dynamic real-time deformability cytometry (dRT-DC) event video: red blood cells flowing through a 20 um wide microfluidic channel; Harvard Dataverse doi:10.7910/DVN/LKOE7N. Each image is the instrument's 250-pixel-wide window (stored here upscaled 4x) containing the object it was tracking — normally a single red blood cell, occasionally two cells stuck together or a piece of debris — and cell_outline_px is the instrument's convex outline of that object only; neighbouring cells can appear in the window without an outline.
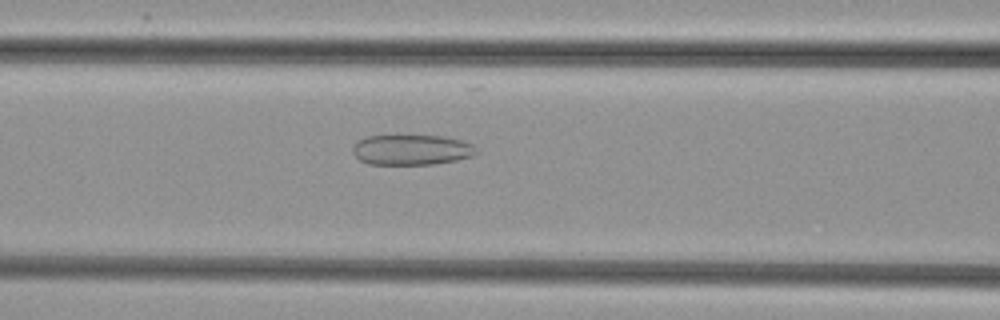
{"species": "common noctule bat (a hibernating species)", "species_latin": "Nyctalus noctula", "temperature_condition": "cold", "stored_images_in_passage": 43, "camera_frame_rate_fps": 3000, "um_per_image_px": 0.085, "animal": {"sex": "female", "body_mass_g": 29.2, "forearm_length_mm": 56.3}, "frame": {"image": 1, "passage_image": 13, "time_ms": 4.0, "image_size_px": [1000, 320], "cell_outline_px": [[476, 152], [472, 156], [456, 160], [436, 164], [368, 164], [360, 160], [352, 152], [352, 148], [360, 140], [368, 136], [444, 136], [460, 140], [472, 144], [476, 148]], "centroid_in_image_um": [34.99, 12.74], "position_along_channel_um": 131.6, "area_um2": 21.62}}
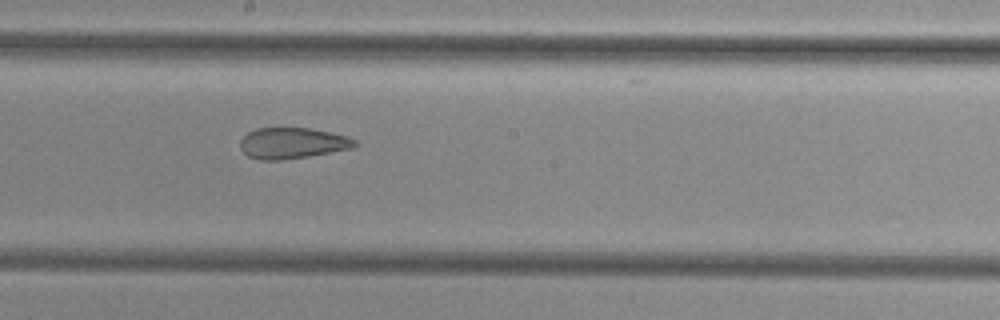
{"frame": {"image": 2, "passage_image": 20, "time_ms": 6.333, "image_size_px": [1000, 320], "cell_outline_px": [[356, 144], [352, 148], [308, 156], [280, 160], [260, 160], [248, 156], [240, 148], [240, 140], [248, 132], [256, 128], [308, 128], [348, 136], [356, 140]], "centroid_in_image_um": [24.82, 12.16], "position_along_channel_um": 223.4, "area_um2": 20.52}}
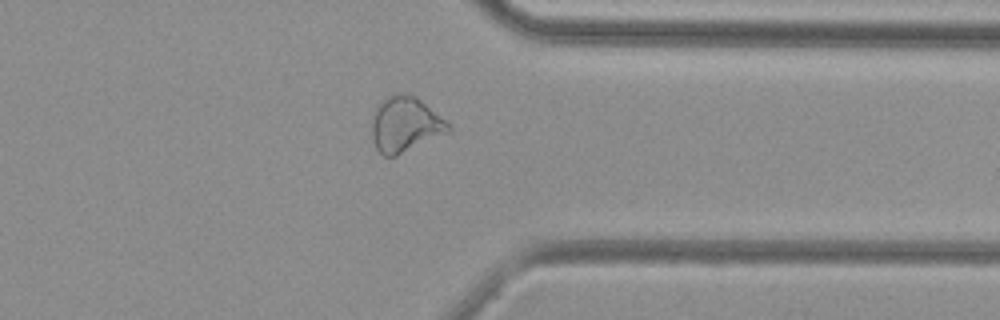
{"frame": {"image": 3, "passage_image": 32, "time_ms": 10.333, "image_size_px": [1000, 320], "cell_outline_px": [[452, 128], [448, 132], [396, 156], [384, 156], [376, 148], [372, 140], [372, 124], [376, 104], [380, 100], [388, 96], [416, 96], [452, 124]], "centroid_in_image_um": [34.45, 10.6], "position_along_channel_um": 377.0, "area_um2": 24.39}}